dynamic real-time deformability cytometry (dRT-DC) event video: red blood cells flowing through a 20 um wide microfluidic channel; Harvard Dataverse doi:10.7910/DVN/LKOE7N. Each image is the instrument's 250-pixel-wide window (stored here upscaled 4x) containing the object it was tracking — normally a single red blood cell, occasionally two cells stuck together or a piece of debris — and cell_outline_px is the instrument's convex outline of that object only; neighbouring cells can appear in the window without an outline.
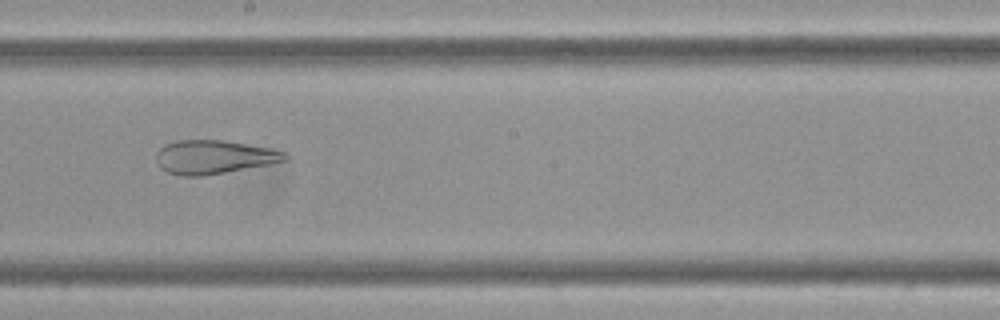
{"species": "Egyptian fruit bat (a non-hibernating species)", "species_latin": "Rousettus aegyptiacus", "temperature_condition": "cold", "stored_images_in_passage": 44, "camera_frame_rate_fps": 3000, "um_per_image_px": 0.085, "frame": {"image": 1, "passage_image": 19, "time_ms": 6.0, "image_size_px": [1000, 320], "cell_outline_px": [[288, 160], [268, 164], [204, 176], [184, 176], [168, 172], [160, 168], [156, 164], [156, 152], [164, 144], [176, 140], [224, 140], [268, 148], [288, 152]], "centroid_in_image_um": [18.14, 13.34], "position_along_channel_um": 230.1, "area_um2": 25.32}}
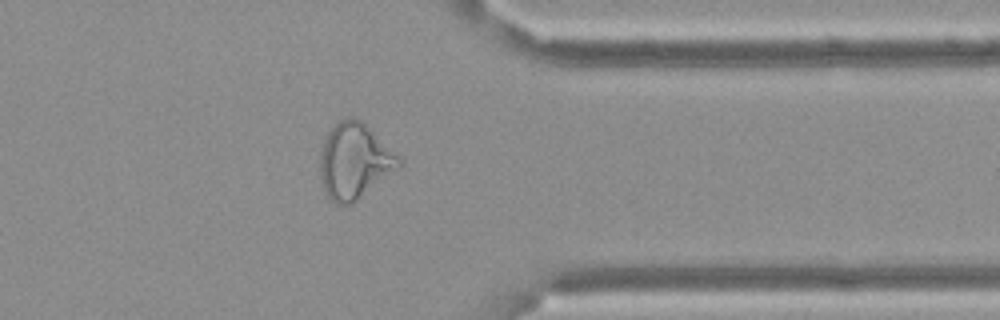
{"frame": {"image": 2, "passage_image": 33, "time_ms": 10.667, "image_size_px": [1000, 320], "cell_outline_px": [[404, 160], [400, 168], [352, 204], [336, 204], [328, 196], [324, 188], [320, 176], [320, 148], [328, 132], [340, 120], [348, 116], [356, 116], [400, 156]], "centroid_in_image_um": [30.15, 13.68], "position_along_channel_um": 381.3, "area_um2": 34.85}}
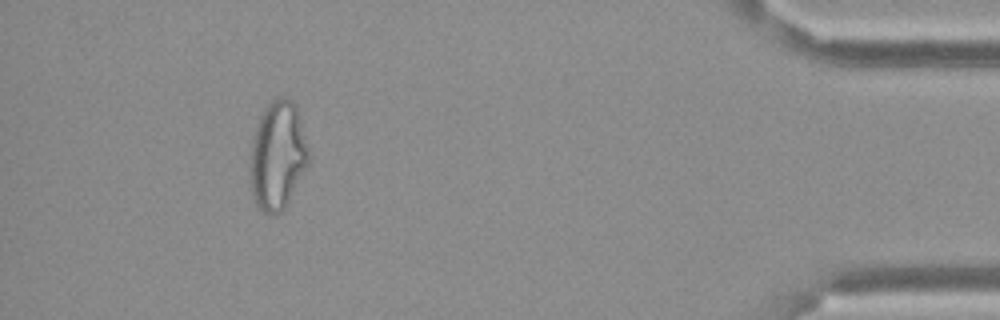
{"frame": {"image": 3, "passage_image": 40, "time_ms": 13.0, "image_size_px": [1000, 320], "cell_outline_px": [[312, 152], [308, 164], [284, 208], [280, 212], [264, 212], [256, 204], [252, 196], [252, 140], [260, 116], [264, 108], [276, 96], [284, 96], [292, 100], [296, 104]], "centroid_in_image_um": [23.66, 13.13], "position_along_channel_um": 411.5, "area_um2": 36.76}}